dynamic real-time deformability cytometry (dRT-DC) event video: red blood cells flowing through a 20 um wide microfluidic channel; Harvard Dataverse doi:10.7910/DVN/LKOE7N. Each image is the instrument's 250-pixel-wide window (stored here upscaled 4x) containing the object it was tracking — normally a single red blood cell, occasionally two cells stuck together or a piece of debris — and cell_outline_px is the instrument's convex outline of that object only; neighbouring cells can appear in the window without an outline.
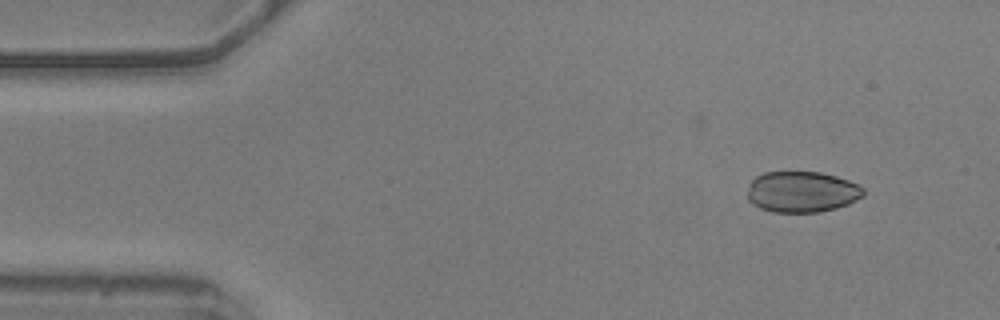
{"species": "common noctule bat (a hibernating species)", "species_latin": "Nyctalus noctula", "temperature_condition": "warm", "stored_images_in_passage": 7, "camera_frame_rate_fps": 3000, "um_per_image_px": 0.085, "animal": {"sex": "male", "body_mass_g": 20.5, "forearm_length_mm": 52.5}, "frame": {"image": 1, "passage_image": 1, "time_ms": 0.0, "image_size_px": [1000, 320], "cell_outline_px": [[864, 196], [848, 204], [836, 208], [820, 212], [772, 212], [760, 208], [752, 204], [748, 200], [748, 188], [752, 180], [756, 176], [764, 172], [820, 172], [836, 176], [860, 184], [864, 188]], "centroid_in_image_um": [68.18, 16.31], "position_along_channel_um": 16.8, "area_um2": 27.92}}